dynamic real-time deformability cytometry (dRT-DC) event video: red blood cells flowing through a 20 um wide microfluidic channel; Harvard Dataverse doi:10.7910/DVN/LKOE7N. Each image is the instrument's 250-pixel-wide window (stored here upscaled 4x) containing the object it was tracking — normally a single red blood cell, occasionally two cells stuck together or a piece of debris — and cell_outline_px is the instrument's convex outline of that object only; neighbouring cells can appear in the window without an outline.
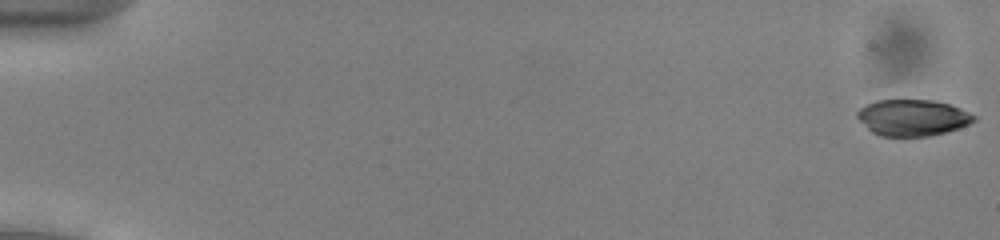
{"species": "common noctule bat (a hibernating species)", "species_latin": "Nyctalus noctula", "temperature_condition": "cold", "stored_images_in_passage": 53, "camera_frame_rate_fps": 3000, "um_per_image_px": 0.085, "animal": {"sex": "male", "body_mass_g": 13.0, "forearm_length_mm": 53.1}, "frame": {"image": 1, "passage_image": 1, "time_ms": 0.0, "image_size_px": [1000, 240], "cell_outline_px": [[976, 120], [960, 128], [928, 136], [880, 136], [872, 132], [856, 116], [856, 112], [860, 108], [876, 100], [936, 100], [960, 108], [976, 116]], "centroid_in_image_um": [77.57, 10.0], "position_along_channel_um": 7.4, "area_um2": 24.57}}
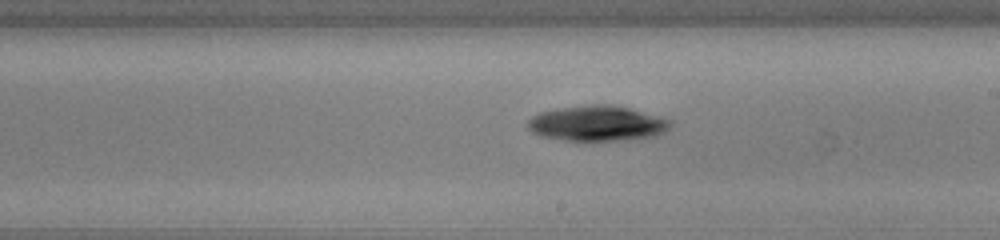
{"frame": {"image": 2, "passage_image": 32, "time_ms": 10.333, "image_size_px": [1000, 240], "cell_outline_px": [[672, 124], [664, 132], [656, 136], [624, 140], [576, 144], [540, 136], [532, 132], [528, 128], [528, 120], [532, 116], [540, 112], [560, 108], [592, 104], [612, 104], [628, 108], [672, 120]], "centroid_in_image_um": [50.72, 10.54], "position_along_channel_um": 238.3, "area_um2": 30.29}}
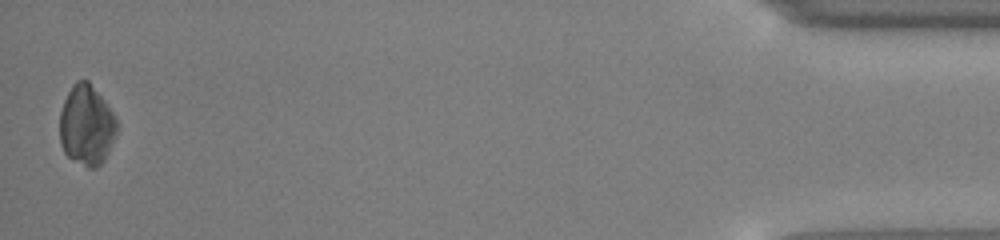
{"frame": {"image": 3, "passage_image": 53, "time_ms": 17.333, "image_size_px": [1000, 240], "cell_outline_px": [[116, 136], [104, 160], [96, 168], [88, 168], [68, 156], [64, 152], [60, 144], [60, 112], [64, 100], [72, 84], [76, 80], [88, 80], [104, 100], [112, 112], [116, 120]], "centroid_in_image_um": [7.34, 10.64], "position_along_channel_um": 427.9, "area_um2": 26.59}, "authors_computed_cell_mechanics": {"area_um2": 26.4146, "velocity_mm_per_s": 3.9063, "shape_relaxation_time_tau1_ms": 1.8655, "shape_relaxation_time_tau2_ms": null, "deformation_change_tau1": 0.052, "deformation_change_tau2": null}}